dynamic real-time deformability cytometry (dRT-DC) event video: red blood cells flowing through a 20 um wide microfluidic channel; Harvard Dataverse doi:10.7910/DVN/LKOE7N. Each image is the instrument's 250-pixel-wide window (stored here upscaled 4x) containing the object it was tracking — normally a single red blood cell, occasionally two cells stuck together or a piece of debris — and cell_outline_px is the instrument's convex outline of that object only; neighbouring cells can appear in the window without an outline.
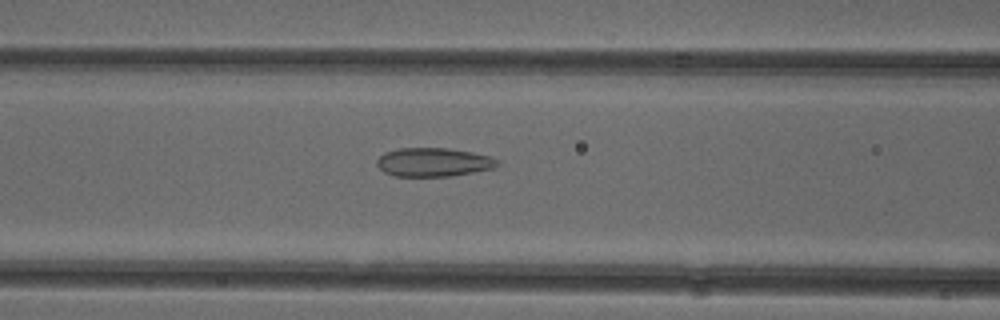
{"species": "common noctule bat (a hibernating species)", "species_latin": "Nyctalus noctula", "temperature_condition": "cold", "stored_images_in_passage": 51, "camera_frame_rate_fps": 3000, "um_per_image_px": 0.085, "animal": {"sex": "female"}, "frame": {"image": 1, "passage_image": 21, "time_ms": 6.667, "image_size_px": [1000, 320], "cell_outline_px": [[500, 164], [496, 168], [452, 176], [396, 176], [384, 172], [376, 164], [376, 160], [384, 152], [400, 148], [448, 148], [472, 152], [492, 156], [500, 160]], "centroid_in_image_um": [36.9, 13.78], "position_along_channel_um": 129.7, "area_um2": 20.4}}
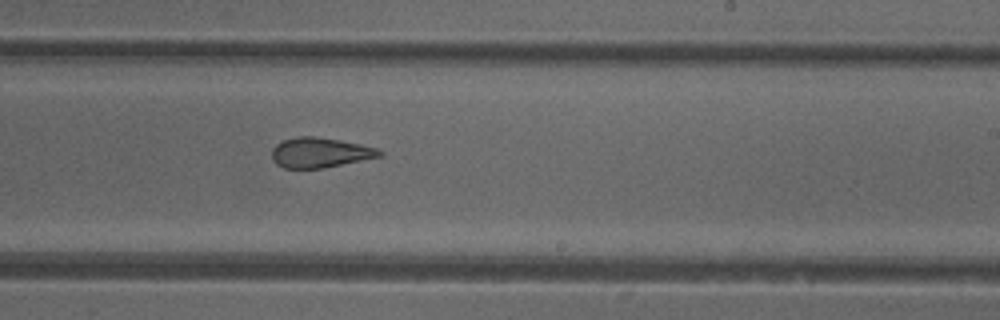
{"frame": {"image": 2, "passage_image": 31, "time_ms": 10.0, "image_size_px": [1000, 320], "cell_outline_px": [[384, 156], [324, 168], [284, 168], [276, 164], [272, 160], [272, 148], [276, 144], [284, 140], [296, 136], [312, 136], [340, 140], [360, 144], [376, 148], [384, 152]], "centroid_in_image_um": [27.21, 12.97], "position_along_channel_um": 261.8, "area_um2": 18.96}}
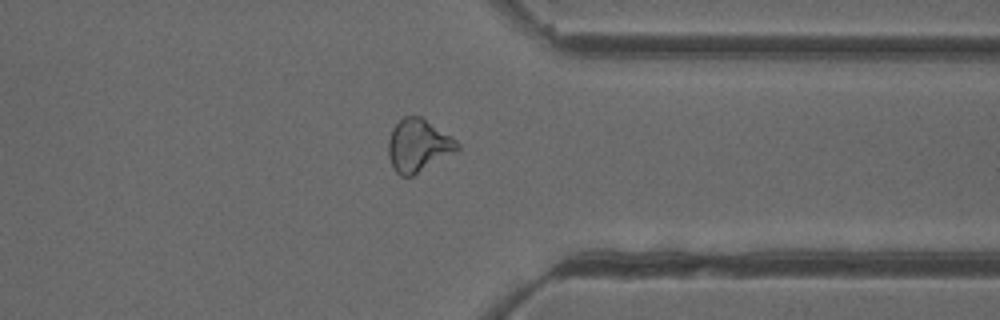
{"frame": {"image": 3, "passage_image": 40, "time_ms": 13.0, "image_size_px": [1000, 320], "cell_outline_px": [[460, 148], [412, 176], [400, 176], [392, 168], [388, 156], [388, 140], [392, 128], [404, 116], [420, 116], [456, 140], [460, 144]], "centroid_in_image_um": [35.5, 12.37], "position_along_channel_um": 375.9, "area_um2": 20.81}, "authors_computed_cell_mechanics": {"area_um2": 21.5016, "velocity_mm_per_s": 3.9639, "shape_relaxation_time_tau1_ms": null, "shape_relaxation_time_tau2_ms": 2.4344, "deformation_change_tau1": null, "deformation_change_tau2": 0.109}}